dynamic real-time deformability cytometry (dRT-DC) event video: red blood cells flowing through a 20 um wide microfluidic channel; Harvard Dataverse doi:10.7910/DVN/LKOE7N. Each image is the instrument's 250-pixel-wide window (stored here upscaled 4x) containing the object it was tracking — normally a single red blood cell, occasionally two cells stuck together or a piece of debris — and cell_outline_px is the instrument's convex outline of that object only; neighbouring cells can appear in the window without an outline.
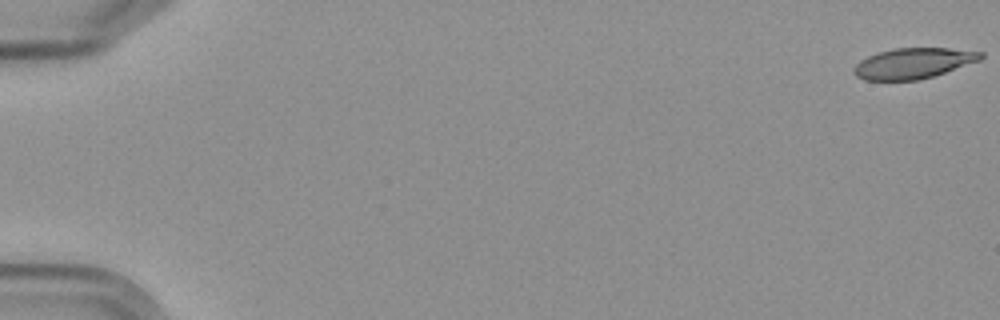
{"species": "Egyptian fruit bat (a non-hibernating species)", "species_latin": "Rousettus aegyptiacus", "temperature_condition": "cold", "stored_images_in_passage": 6, "camera_frame_rate_fps": 3000, "um_per_image_px": 0.085, "frame": {"image": 1, "passage_image": 1, "time_ms": 0.0, "image_size_px": [1000, 320], "cell_outline_px": [[984, 56], [980, 60], [920, 80], [864, 80], [856, 76], [852, 72], [852, 68], [860, 60], [868, 56], [892, 48], [948, 48], [984, 52]], "centroid_in_image_um": [77.6, 5.38], "position_along_channel_um": 7.4, "area_um2": 22.54}}
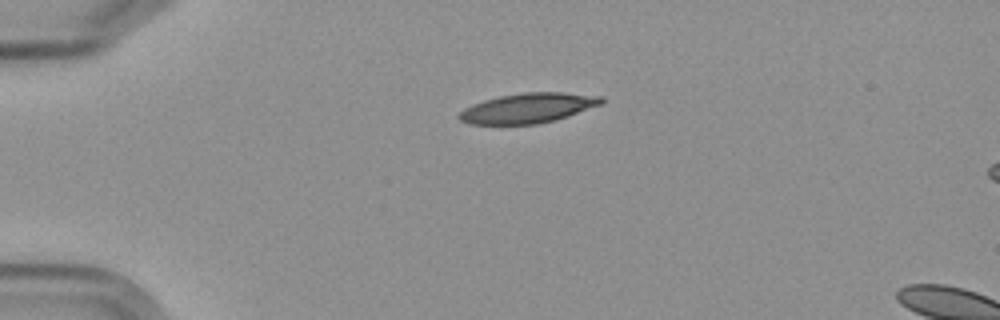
{"frame": {"image": 2, "passage_image": 4, "time_ms": 4.667, "image_size_px": [1000, 320], "cell_outline_px": [[604, 104], [556, 120], [536, 124], [468, 124], [460, 120], [456, 116], [464, 108], [472, 104], [484, 100], [500, 96], [524, 92], [564, 92], [604, 96]], "centroid_in_image_um": [44.92, 9.18], "position_along_channel_um": 40.1, "area_um2": 25.03}}